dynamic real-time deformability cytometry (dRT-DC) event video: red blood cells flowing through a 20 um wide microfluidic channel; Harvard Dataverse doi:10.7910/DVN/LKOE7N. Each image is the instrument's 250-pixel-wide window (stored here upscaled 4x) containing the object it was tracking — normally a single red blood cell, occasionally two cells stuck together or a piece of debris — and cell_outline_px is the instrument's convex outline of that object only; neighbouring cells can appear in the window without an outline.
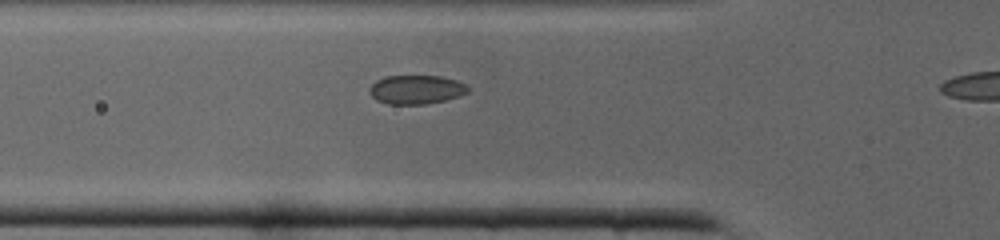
{"species": "common noctule bat (a hibernating species)", "species_latin": "Nyctalus noctula", "temperature_condition": "cold", "stored_images_in_passage": 9, "camera_frame_rate_fps": 3000, "um_per_image_px": 0.085, "animal": {"sex": "male", "body_mass_g": 19.0, "forearm_length_mm": 50.8}, "frame": {"image": 1, "passage_image": 8, "time_ms": 2.333, "image_size_px": [1000, 240], "cell_outline_px": [[468, 92], [460, 96], [444, 100], [424, 104], [388, 104], [376, 100], [368, 92], [368, 88], [376, 80], [384, 76], [440, 76], [456, 80], [464, 84], [468, 88]], "centroid_in_image_um": [35.33, 7.61], "position_along_channel_um": 90.5, "area_um2": 16.59}}